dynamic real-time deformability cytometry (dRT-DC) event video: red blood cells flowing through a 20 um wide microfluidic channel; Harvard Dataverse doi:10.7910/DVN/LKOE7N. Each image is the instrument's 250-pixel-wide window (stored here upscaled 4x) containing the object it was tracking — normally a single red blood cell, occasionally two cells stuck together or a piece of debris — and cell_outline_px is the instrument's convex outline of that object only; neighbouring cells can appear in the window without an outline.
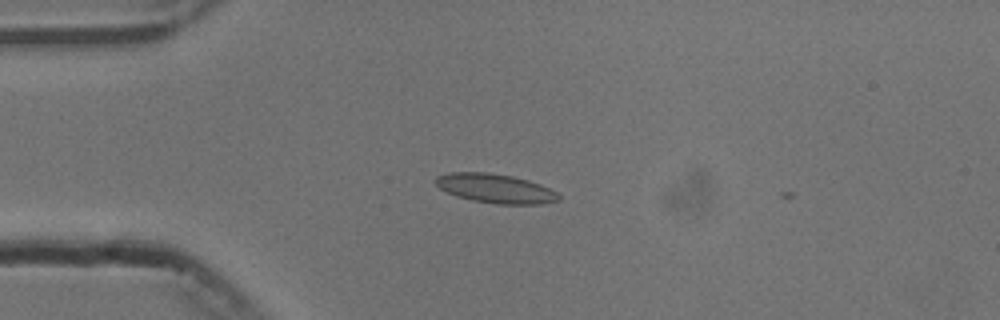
{"species": "common noctule bat (a hibernating species)", "species_latin": "Nyctalus noctula", "temperature_condition": "cold", "stored_images_in_passage": 7, "camera_frame_rate_fps": 3000, "um_per_image_px": 0.085, "animal": {"sex": "male", "body_mass_g": 13.3}, "frame": {"image": 1, "passage_image": 6, "time_ms": 1.667, "image_size_px": [1000, 320], "cell_outline_px": [[560, 200], [540, 204], [496, 204], [472, 200], [456, 196], [440, 188], [432, 180], [436, 176], [448, 172], [488, 172], [512, 176], [528, 180], [540, 184], [556, 192], [560, 196]], "centroid_in_image_um": [42.08, 16.01], "position_along_channel_um": 42.9, "area_um2": 20.98}}